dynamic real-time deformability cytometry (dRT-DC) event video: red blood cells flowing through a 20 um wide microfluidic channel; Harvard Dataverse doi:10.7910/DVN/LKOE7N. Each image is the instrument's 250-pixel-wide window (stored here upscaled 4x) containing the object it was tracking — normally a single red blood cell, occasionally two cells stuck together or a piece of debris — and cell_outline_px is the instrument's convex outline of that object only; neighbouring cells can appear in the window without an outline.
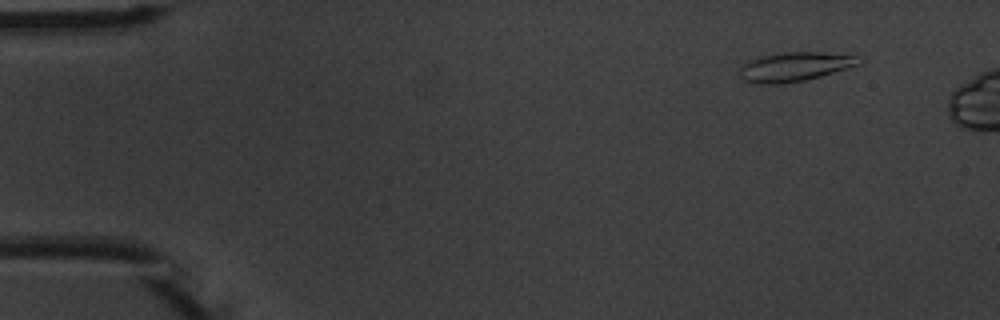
{"species": "common noctule bat (a hibernating species)", "species_latin": "Nyctalus noctula", "temperature_condition": "warm", "stored_images_in_passage": 6, "camera_frame_rate_fps": 3000, "um_per_image_px": 0.085, "animal": {"sex": "male", "body_mass_g": 20.1, "forearm_length_mm": 53.5}, "frame": {"image": 1, "passage_image": 2, "time_ms": 1.0, "image_size_px": [1000, 320], "cell_outline_px": [[864, 60], [860, 64], [848, 68], [820, 76], [804, 80], [780, 84], [756, 84], [744, 80], [740, 76], [740, 64], [748, 60], [764, 56], [784, 52], [820, 52], [856, 56]], "centroid_in_image_um": [67.52, 5.68], "position_along_channel_um": 17.5, "area_um2": 20.23}}